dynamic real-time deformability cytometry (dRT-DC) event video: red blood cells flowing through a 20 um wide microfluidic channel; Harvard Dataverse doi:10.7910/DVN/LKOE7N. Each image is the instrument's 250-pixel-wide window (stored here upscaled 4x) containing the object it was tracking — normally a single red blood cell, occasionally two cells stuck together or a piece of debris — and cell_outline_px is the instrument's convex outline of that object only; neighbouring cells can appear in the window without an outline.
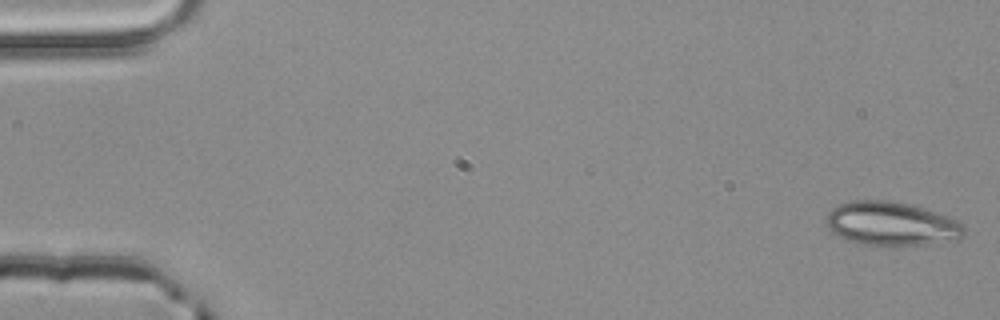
{"species": "common noctule bat (a hibernating species)", "species_latin": "Nyctalus noctula", "temperature_condition": "room temperature", "stored_images_in_passage": 5, "camera_frame_rate_fps": 3000, "um_per_image_px": 0.085, "animal": {"sex": "male", "body_mass_g": 20.4}, "frame": {"image": 1, "passage_image": 1, "time_ms": 0.0, "image_size_px": [1000, 320], "cell_outline_px": [[964, 236], [960, 240], [928, 244], [864, 244], [848, 240], [832, 232], [824, 220], [828, 212], [832, 208], [840, 204], [852, 200], [892, 200], [908, 204], [956, 220], [964, 224]], "centroid_in_image_um": [75.76, 19.01], "position_along_channel_um": 9.2, "area_um2": 34.74}}
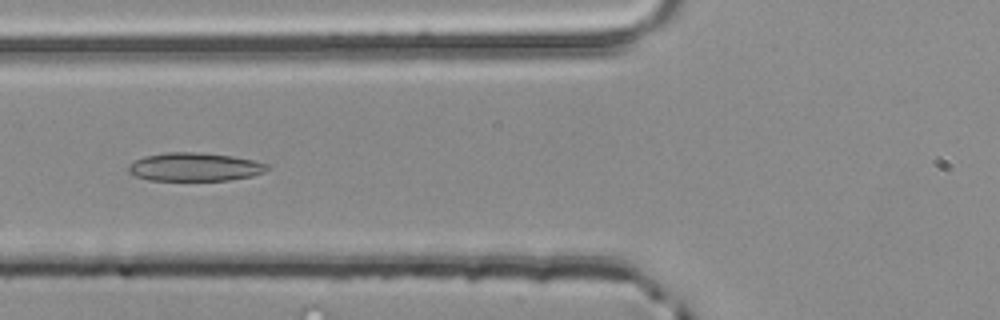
{"frame": {"image": 2, "passage_image": 5, "time_ms": 1.333, "image_size_px": [1000, 320], "cell_outline_px": [[268, 168], [264, 172], [252, 176], [228, 180], [148, 180], [136, 176], [128, 172], [128, 168], [136, 160], [144, 156], [168, 152], [200, 152], [232, 156], [252, 160], [268, 164]], "centroid_in_image_um": [16.55, 14.19], "position_along_channel_um": 109.2, "area_um2": 22.77}}